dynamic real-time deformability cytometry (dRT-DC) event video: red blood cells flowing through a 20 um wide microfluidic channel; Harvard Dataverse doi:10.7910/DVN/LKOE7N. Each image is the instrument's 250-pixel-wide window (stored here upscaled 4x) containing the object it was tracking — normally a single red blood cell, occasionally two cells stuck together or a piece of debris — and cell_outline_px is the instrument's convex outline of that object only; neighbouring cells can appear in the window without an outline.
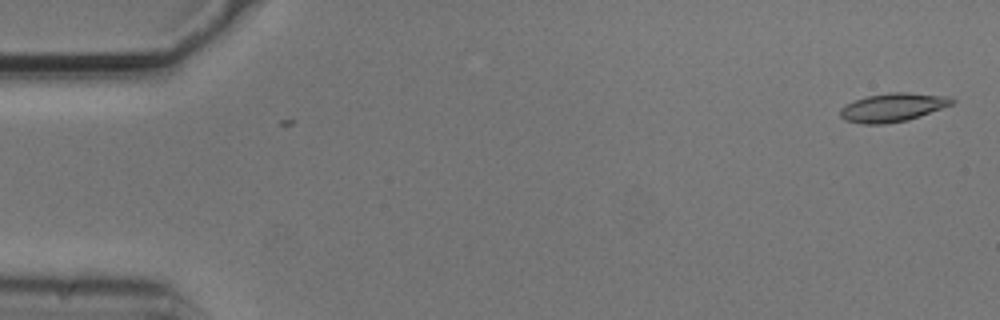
{"species": "common noctule bat (a hibernating species)", "species_latin": "Nyctalus noctula", "temperature_condition": "cold", "stored_images_in_passage": 6, "camera_frame_rate_fps": 3000, "um_per_image_px": 0.085, "animal": {"sex": "male", "body_mass_g": 20.5, "forearm_length_mm": 52.5}, "frame": {"image": 1, "passage_image": 6, "time_ms": 1.667, "image_size_px": [1000, 320], "cell_outline_px": [[956, 100], [952, 104], [920, 116], [908, 120], [884, 124], [864, 124], [844, 120], [840, 116], [840, 108], [844, 104], [868, 96], [888, 92], [908, 92], [952, 96]], "centroid_in_image_um": [75.89, 9.12], "position_along_channel_um": 9.1, "area_um2": 18.73}}